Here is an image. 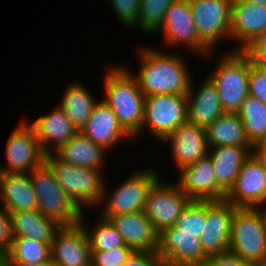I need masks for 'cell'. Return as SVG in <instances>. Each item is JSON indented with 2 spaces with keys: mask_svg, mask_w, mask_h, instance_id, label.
<instances>
[{
  "mask_svg": "<svg viewBox=\"0 0 266 266\" xmlns=\"http://www.w3.org/2000/svg\"><path fill=\"white\" fill-rule=\"evenodd\" d=\"M157 48L141 47L140 68L135 77L144 96L162 94L187 95L192 79L189 67L181 53Z\"/></svg>",
  "mask_w": 266,
  "mask_h": 266,
  "instance_id": "1",
  "label": "cell"
},
{
  "mask_svg": "<svg viewBox=\"0 0 266 266\" xmlns=\"http://www.w3.org/2000/svg\"><path fill=\"white\" fill-rule=\"evenodd\" d=\"M109 68L103 79L106 96L102 100L114 112L123 130L134 140L141 132L145 96L131 70L113 65Z\"/></svg>",
  "mask_w": 266,
  "mask_h": 266,
  "instance_id": "2",
  "label": "cell"
},
{
  "mask_svg": "<svg viewBox=\"0 0 266 266\" xmlns=\"http://www.w3.org/2000/svg\"><path fill=\"white\" fill-rule=\"evenodd\" d=\"M229 253L254 266H266V216L262 208H236Z\"/></svg>",
  "mask_w": 266,
  "mask_h": 266,
  "instance_id": "3",
  "label": "cell"
},
{
  "mask_svg": "<svg viewBox=\"0 0 266 266\" xmlns=\"http://www.w3.org/2000/svg\"><path fill=\"white\" fill-rule=\"evenodd\" d=\"M36 194L37 210L60 226L77 225L81 211L57 182L51 167L44 162L28 173Z\"/></svg>",
  "mask_w": 266,
  "mask_h": 266,
  "instance_id": "4",
  "label": "cell"
},
{
  "mask_svg": "<svg viewBox=\"0 0 266 266\" xmlns=\"http://www.w3.org/2000/svg\"><path fill=\"white\" fill-rule=\"evenodd\" d=\"M251 58L242 50H231L217 61L208 77L220 96L222 108L237 113L249 95L248 76Z\"/></svg>",
  "mask_w": 266,
  "mask_h": 266,
  "instance_id": "5",
  "label": "cell"
},
{
  "mask_svg": "<svg viewBox=\"0 0 266 266\" xmlns=\"http://www.w3.org/2000/svg\"><path fill=\"white\" fill-rule=\"evenodd\" d=\"M45 162L53 170L57 182L81 211L87 206L100 204L106 184L103 171L65 163L53 153L46 154Z\"/></svg>",
  "mask_w": 266,
  "mask_h": 266,
  "instance_id": "6",
  "label": "cell"
},
{
  "mask_svg": "<svg viewBox=\"0 0 266 266\" xmlns=\"http://www.w3.org/2000/svg\"><path fill=\"white\" fill-rule=\"evenodd\" d=\"M187 95L162 94L145 96L141 132L162 142L171 132L187 121ZM146 130H145V129Z\"/></svg>",
  "mask_w": 266,
  "mask_h": 266,
  "instance_id": "7",
  "label": "cell"
},
{
  "mask_svg": "<svg viewBox=\"0 0 266 266\" xmlns=\"http://www.w3.org/2000/svg\"><path fill=\"white\" fill-rule=\"evenodd\" d=\"M147 170H136L134 174L126 178L114 190L112 189L114 192L111 191L109 195H107L108 190L106 188L108 186H106V183L100 202L103 204H100L99 207L105 206L102 209L104 211H100V217L143 211L149 189L160 178L156 170Z\"/></svg>",
  "mask_w": 266,
  "mask_h": 266,
  "instance_id": "8",
  "label": "cell"
},
{
  "mask_svg": "<svg viewBox=\"0 0 266 266\" xmlns=\"http://www.w3.org/2000/svg\"><path fill=\"white\" fill-rule=\"evenodd\" d=\"M6 167L0 165V174L29 173L45 162L43 151L34 128L23 120L12 131L6 144Z\"/></svg>",
  "mask_w": 266,
  "mask_h": 266,
  "instance_id": "9",
  "label": "cell"
},
{
  "mask_svg": "<svg viewBox=\"0 0 266 266\" xmlns=\"http://www.w3.org/2000/svg\"><path fill=\"white\" fill-rule=\"evenodd\" d=\"M164 36V42L171 47H185L190 51L199 53L202 57L211 58L212 51L199 38L189 0H175L163 19L162 25L157 30Z\"/></svg>",
  "mask_w": 266,
  "mask_h": 266,
  "instance_id": "10",
  "label": "cell"
},
{
  "mask_svg": "<svg viewBox=\"0 0 266 266\" xmlns=\"http://www.w3.org/2000/svg\"><path fill=\"white\" fill-rule=\"evenodd\" d=\"M232 1L189 0L197 34L212 52L221 39L231 40Z\"/></svg>",
  "mask_w": 266,
  "mask_h": 266,
  "instance_id": "11",
  "label": "cell"
},
{
  "mask_svg": "<svg viewBox=\"0 0 266 266\" xmlns=\"http://www.w3.org/2000/svg\"><path fill=\"white\" fill-rule=\"evenodd\" d=\"M159 178L149 189L143 212L159 234L175 225L183 209L191 201L177 183L169 184Z\"/></svg>",
  "mask_w": 266,
  "mask_h": 266,
  "instance_id": "12",
  "label": "cell"
},
{
  "mask_svg": "<svg viewBox=\"0 0 266 266\" xmlns=\"http://www.w3.org/2000/svg\"><path fill=\"white\" fill-rule=\"evenodd\" d=\"M225 200L237 208H261L266 203V169L253 153L244 161Z\"/></svg>",
  "mask_w": 266,
  "mask_h": 266,
  "instance_id": "13",
  "label": "cell"
},
{
  "mask_svg": "<svg viewBox=\"0 0 266 266\" xmlns=\"http://www.w3.org/2000/svg\"><path fill=\"white\" fill-rule=\"evenodd\" d=\"M236 208L226 200L206 201V223L200 244L207 257L229 253L231 219Z\"/></svg>",
  "mask_w": 266,
  "mask_h": 266,
  "instance_id": "14",
  "label": "cell"
},
{
  "mask_svg": "<svg viewBox=\"0 0 266 266\" xmlns=\"http://www.w3.org/2000/svg\"><path fill=\"white\" fill-rule=\"evenodd\" d=\"M176 182L191 200H225L226 193L217 185L215 170L209 154L181 168Z\"/></svg>",
  "mask_w": 266,
  "mask_h": 266,
  "instance_id": "15",
  "label": "cell"
},
{
  "mask_svg": "<svg viewBox=\"0 0 266 266\" xmlns=\"http://www.w3.org/2000/svg\"><path fill=\"white\" fill-rule=\"evenodd\" d=\"M166 266H202L207 256L200 238L188 232H178L176 226L165 228L158 234V251Z\"/></svg>",
  "mask_w": 266,
  "mask_h": 266,
  "instance_id": "16",
  "label": "cell"
},
{
  "mask_svg": "<svg viewBox=\"0 0 266 266\" xmlns=\"http://www.w3.org/2000/svg\"><path fill=\"white\" fill-rule=\"evenodd\" d=\"M51 260L55 266H90L88 237L79 223L61 226L51 244Z\"/></svg>",
  "mask_w": 266,
  "mask_h": 266,
  "instance_id": "17",
  "label": "cell"
},
{
  "mask_svg": "<svg viewBox=\"0 0 266 266\" xmlns=\"http://www.w3.org/2000/svg\"><path fill=\"white\" fill-rule=\"evenodd\" d=\"M169 143L176 171L193 164L209 153L206 130L186 121L176 130L167 135L163 140Z\"/></svg>",
  "mask_w": 266,
  "mask_h": 266,
  "instance_id": "18",
  "label": "cell"
},
{
  "mask_svg": "<svg viewBox=\"0 0 266 266\" xmlns=\"http://www.w3.org/2000/svg\"><path fill=\"white\" fill-rule=\"evenodd\" d=\"M230 29L231 40L240 46L234 50L244 51L266 30V5L233 0Z\"/></svg>",
  "mask_w": 266,
  "mask_h": 266,
  "instance_id": "19",
  "label": "cell"
},
{
  "mask_svg": "<svg viewBox=\"0 0 266 266\" xmlns=\"http://www.w3.org/2000/svg\"><path fill=\"white\" fill-rule=\"evenodd\" d=\"M133 251H158V233L143 211L104 216Z\"/></svg>",
  "mask_w": 266,
  "mask_h": 266,
  "instance_id": "20",
  "label": "cell"
},
{
  "mask_svg": "<svg viewBox=\"0 0 266 266\" xmlns=\"http://www.w3.org/2000/svg\"><path fill=\"white\" fill-rule=\"evenodd\" d=\"M80 132L107 151L113 150L117 143L119 144L128 137L132 139L123 130L114 112L102 99L95 104Z\"/></svg>",
  "mask_w": 266,
  "mask_h": 266,
  "instance_id": "21",
  "label": "cell"
},
{
  "mask_svg": "<svg viewBox=\"0 0 266 266\" xmlns=\"http://www.w3.org/2000/svg\"><path fill=\"white\" fill-rule=\"evenodd\" d=\"M205 80L198 90L193 87L194 81H190L187 93V121L206 129L225 111L216 86L209 77Z\"/></svg>",
  "mask_w": 266,
  "mask_h": 266,
  "instance_id": "22",
  "label": "cell"
},
{
  "mask_svg": "<svg viewBox=\"0 0 266 266\" xmlns=\"http://www.w3.org/2000/svg\"><path fill=\"white\" fill-rule=\"evenodd\" d=\"M29 124L46 154L56 151L78 132L59 105L48 115L40 116Z\"/></svg>",
  "mask_w": 266,
  "mask_h": 266,
  "instance_id": "23",
  "label": "cell"
},
{
  "mask_svg": "<svg viewBox=\"0 0 266 266\" xmlns=\"http://www.w3.org/2000/svg\"><path fill=\"white\" fill-rule=\"evenodd\" d=\"M106 152L107 150L78 131L53 154L65 163L103 171Z\"/></svg>",
  "mask_w": 266,
  "mask_h": 266,
  "instance_id": "24",
  "label": "cell"
},
{
  "mask_svg": "<svg viewBox=\"0 0 266 266\" xmlns=\"http://www.w3.org/2000/svg\"><path fill=\"white\" fill-rule=\"evenodd\" d=\"M253 147L215 146L209 148L217 185L227 194Z\"/></svg>",
  "mask_w": 266,
  "mask_h": 266,
  "instance_id": "25",
  "label": "cell"
},
{
  "mask_svg": "<svg viewBox=\"0 0 266 266\" xmlns=\"http://www.w3.org/2000/svg\"><path fill=\"white\" fill-rule=\"evenodd\" d=\"M0 201L9 212L37 210L28 173L0 174Z\"/></svg>",
  "mask_w": 266,
  "mask_h": 266,
  "instance_id": "26",
  "label": "cell"
},
{
  "mask_svg": "<svg viewBox=\"0 0 266 266\" xmlns=\"http://www.w3.org/2000/svg\"><path fill=\"white\" fill-rule=\"evenodd\" d=\"M13 238H32L52 244L56 231L61 227L38 210L9 212Z\"/></svg>",
  "mask_w": 266,
  "mask_h": 266,
  "instance_id": "27",
  "label": "cell"
},
{
  "mask_svg": "<svg viewBox=\"0 0 266 266\" xmlns=\"http://www.w3.org/2000/svg\"><path fill=\"white\" fill-rule=\"evenodd\" d=\"M205 130L209 148L215 146L253 147L237 113L225 112Z\"/></svg>",
  "mask_w": 266,
  "mask_h": 266,
  "instance_id": "28",
  "label": "cell"
},
{
  "mask_svg": "<svg viewBox=\"0 0 266 266\" xmlns=\"http://www.w3.org/2000/svg\"><path fill=\"white\" fill-rule=\"evenodd\" d=\"M59 102L72 125L80 131L90 117L93 107L98 102L89 90L80 82L70 84Z\"/></svg>",
  "mask_w": 266,
  "mask_h": 266,
  "instance_id": "29",
  "label": "cell"
},
{
  "mask_svg": "<svg viewBox=\"0 0 266 266\" xmlns=\"http://www.w3.org/2000/svg\"><path fill=\"white\" fill-rule=\"evenodd\" d=\"M239 115L247 138L252 146L266 137V104L248 95L242 103Z\"/></svg>",
  "mask_w": 266,
  "mask_h": 266,
  "instance_id": "30",
  "label": "cell"
},
{
  "mask_svg": "<svg viewBox=\"0 0 266 266\" xmlns=\"http://www.w3.org/2000/svg\"><path fill=\"white\" fill-rule=\"evenodd\" d=\"M84 215L83 211L80 224L86 232L91 251H108L119 246H126L123 236L108 219L98 217L99 219L92 228L91 226L88 228L85 226Z\"/></svg>",
  "mask_w": 266,
  "mask_h": 266,
  "instance_id": "31",
  "label": "cell"
},
{
  "mask_svg": "<svg viewBox=\"0 0 266 266\" xmlns=\"http://www.w3.org/2000/svg\"><path fill=\"white\" fill-rule=\"evenodd\" d=\"M51 260V244L32 238H13L3 262L43 263Z\"/></svg>",
  "mask_w": 266,
  "mask_h": 266,
  "instance_id": "32",
  "label": "cell"
},
{
  "mask_svg": "<svg viewBox=\"0 0 266 266\" xmlns=\"http://www.w3.org/2000/svg\"><path fill=\"white\" fill-rule=\"evenodd\" d=\"M175 0H139L138 24L135 26L145 34L157 33L165 13Z\"/></svg>",
  "mask_w": 266,
  "mask_h": 266,
  "instance_id": "33",
  "label": "cell"
},
{
  "mask_svg": "<svg viewBox=\"0 0 266 266\" xmlns=\"http://www.w3.org/2000/svg\"><path fill=\"white\" fill-rule=\"evenodd\" d=\"M206 223V201L191 200L181 212L174 226L178 232H188L200 238Z\"/></svg>",
  "mask_w": 266,
  "mask_h": 266,
  "instance_id": "34",
  "label": "cell"
},
{
  "mask_svg": "<svg viewBox=\"0 0 266 266\" xmlns=\"http://www.w3.org/2000/svg\"><path fill=\"white\" fill-rule=\"evenodd\" d=\"M133 250L119 246L108 251H91L90 266H121Z\"/></svg>",
  "mask_w": 266,
  "mask_h": 266,
  "instance_id": "35",
  "label": "cell"
},
{
  "mask_svg": "<svg viewBox=\"0 0 266 266\" xmlns=\"http://www.w3.org/2000/svg\"><path fill=\"white\" fill-rule=\"evenodd\" d=\"M248 83L249 95L266 104V63L251 61Z\"/></svg>",
  "mask_w": 266,
  "mask_h": 266,
  "instance_id": "36",
  "label": "cell"
},
{
  "mask_svg": "<svg viewBox=\"0 0 266 266\" xmlns=\"http://www.w3.org/2000/svg\"><path fill=\"white\" fill-rule=\"evenodd\" d=\"M114 14L126 28H135L138 24L139 0H110Z\"/></svg>",
  "mask_w": 266,
  "mask_h": 266,
  "instance_id": "37",
  "label": "cell"
},
{
  "mask_svg": "<svg viewBox=\"0 0 266 266\" xmlns=\"http://www.w3.org/2000/svg\"><path fill=\"white\" fill-rule=\"evenodd\" d=\"M12 239L11 216L2 205V208L0 207V259H3L9 253Z\"/></svg>",
  "mask_w": 266,
  "mask_h": 266,
  "instance_id": "38",
  "label": "cell"
},
{
  "mask_svg": "<svg viewBox=\"0 0 266 266\" xmlns=\"http://www.w3.org/2000/svg\"><path fill=\"white\" fill-rule=\"evenodd\" d=\"M121 266H166L157 251H133Z\"/></svg>",
  "mask_w": 266,
  "mask_h": 266,
  "instance_id": "39",
  "label": "cell"
},
{
  "mask_svg": "<svg viewBox=\"0 0 266 266\" xmlns=\"http://www.w3.org/2000/svg\"><path fill=\"white\" fill-rule=\"evenodd\" d=\"M202 266H254L252 263L247 262L231 253L222 255H214L207 257Z\"/></svg>",
  "mask_w": 266,
  "mask_h": 266,
  "instance_id": "40",
  "label": "cell"
},
{
  "mask_svg": "<svg viewBox=\"0 0 266 266\" xmlns=\"http://www.w3.org/2000/svg\"><path fill=\"white\" fill-rule=\"evenodd\" d=\"M244 52L254 62L266 63V30L253 40Z\"/></svg>",
  "mask_w": 266,
  "mask_h": 266,
  "instance_id": "41",
  "label": "cell"
},
{
  "mask_svg": "<svg viewBox=\"0 0 266 266\" xmlns=\"http://www.w3.org/2000/svg\"><path fill=\"white\" fill-rule=\"evenodd\" d=\"M252 153L266 169V137L253 146Z\"/></svg>",
  "mask_w": 266,
  "mask_h": 266,
  "instance_id": "42",
  "label": "cell"
},
{
  "mask_svg": "<svg viewBox=\"0 0 266 266\" xmlns=\"http://www.w3.org/2000/svg\"><path fill=\"white\" fill-rule=\"evenodd\" d=\"M4 265L5 266H55L52 260L43 263L4 262Z\"/></svg>",
  "mask_w": 266,
  "mask_h": 266,
  "instance_id": "43",
  "label": "cell"
},
{
  "mask_svg": "<svg viewBox=\"0 0 266 266\" xmlns=\"http://www.w3.org/2000/svg\"><path fill=\"white\" fill-rule=\"evenodd\" d=\"M240 1L249 2V3H253V4L266 5V0H240Z\"/></svg>",
  "mask_w": 266,
  "mask_h": 266,
  "instance_id": "44",
  "label": "cell"
},
{
  "mask_svg": "<svg viewBox=\"0 0 266 266\" xmlns=\"http://www.w3.org/2000/svg\"><path fill=\"white\" fill-rule=\"evenodd\" d=\"M261 208H262V210L264 211L265 216H266V203H265Z\"/></svg>",
  "mask_w": 266,
  "mask_h": 266,
  "instance_id": "45",
  "label": "cell"
},
{
  "mask_svg": "<svg viewBox=\"0 0 266 266\" xmlns=\"http://www.w3.org/2000/svg\"><path fill=\"white\" fill-rule=\"evenodd\" d=\"M0 266H5L4 262H3V259H0Z\"/></svg>",
  "mask_w": 266,
  "mask_h": 266,
  "instance_id": "46",
  "label": "cell"
}]
</instances>
